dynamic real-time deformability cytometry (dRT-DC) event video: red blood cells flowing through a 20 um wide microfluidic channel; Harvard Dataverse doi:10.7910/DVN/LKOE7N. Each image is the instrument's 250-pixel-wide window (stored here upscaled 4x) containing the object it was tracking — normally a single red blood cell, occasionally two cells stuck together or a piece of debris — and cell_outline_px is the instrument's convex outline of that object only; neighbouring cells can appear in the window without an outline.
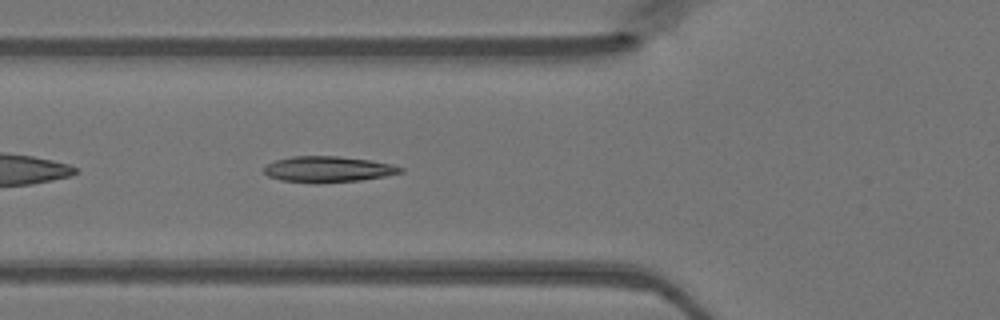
{"species": "Egyptian fruit bat (a non-hibernating species)", "species_latin": "Rousettus aegyptiacus", "temperature_condition": "warm", "stored_images_in_passage": 34, "camera_frame_rate_fps": 3000, "um_per_image_px": 0.085, "animal": {"sex": "female"}, "frame": {"image": 1, "passage_image": 4, "time_ms": 1.0, "image_size_px": [1000, 320], "cell_outline_px": [[404, 172], [384, 176], [360, 180], [316, 184], [312, 184], [280, 180], [268, 176], [264, 172], [264, 168], [268, 164], [276, 160], [292, 156], [340, 156], [372, 160], [392, 164], [404, 168]], "centroid_in_image_um": [27.89, 14.39], "position_along_channel_um": 97.9, "area_um2": 20.87}}
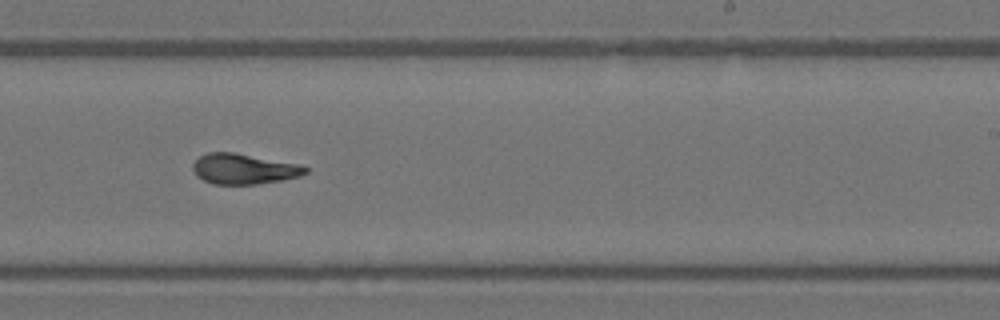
{"frame": {"image": 2, "passage_image": 16, "time_ms": 5.0, "image_size_px": [1000, 320], "cell_outline_px": [[308, 172], [300, 176], [280, 180], [256, 184], [212, 184], [196, 176], [192, 168], [192, 164], [200, 156], [208, 152], [232, 152], [300, 164], [308, 168]], "centroid_in_image_um": [20.71, 14.36], "position_along_channel_um": 268.3, "area_um2": 19.88}}
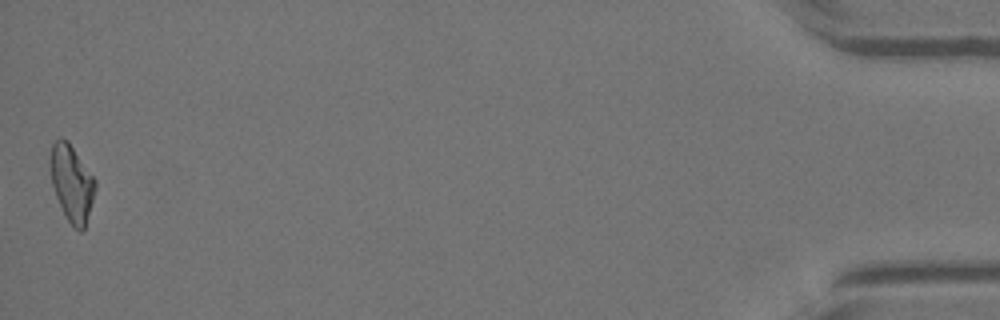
{"frame": {"image": 3, "passage_image": 34, "time_ms": 11.0, "image_size_px": [1000, 320], "cell_outline_px": [[96, 188], [84, 228], [80, 232], [72, 228], [56, 196], [52, 184], [48, 164], [48, 160], [52, 144], [60, 136], [68, 140], [96, 180]], "centroid_in_image_um": [6.07, 15.52], "position_along_channel_um": 429.1, "area_um2": 20.17}}